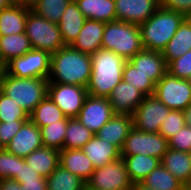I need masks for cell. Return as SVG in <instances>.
Instances as JSON below:
<instances>
[{
    "label": "cell",
    "instance_id": "ee69618b",
    "mask_svg": "<svg viewBox=\"0 0 191 190\" xmlns=\"http://www.w3.org/2000/svg\"><path fill=\"white\" fill-rule=\"evenodd\" d=\"M30 178H44L40 176L37 171L30 168L26 163L25 159L19 157V169L16 177V181L19 182L21 179H30Z\"/></svg>",
    "mask_w": 191,
    "mask_h": 190
},
{
    "label": "cell",
    "instance_id": "d4e9b609",
    "mask_svg": "<svg viewBox=\"0 0 191 190\" xmlns=\"http://www.w3.org/2000/svg\"><path fill=\"white\" fill-rule=\"evenodd\" d=\"M31 7L11 5L0 11V36L25 32L26 19Z\"/></svg>",
    "mask_w": 191,
    "mask_h": 190
},
{
    "label": "cell",
    "instance_id": "e0dca14e",
    "mask_svg": "<svg viewBox=\"0 0 191 190\" xmlns=\"http://www.w3.org/2000/svg\"><path fill=\"white\" fill-rule=\"evenodd\" d=\"M140 72L155 84L168 72L167 63L161 51L143 49L129 60Z\"/></svg>",
    "mask_w": 191,
    "mask_h": 190
},
{
    "label": "cell",
    "instance_id": "d6986e66",
    "mask_svg": "<svg viewBox=\"0 0 191 190\" xmlns=\"http://www.w3.org/2000/svg\"><path fill=\"white\" fill-rule=\"evenodd\" d=\"M104 29L105 23L86 19L80 33L70 46L82 53L92 55L102 48Z\"/></svg>",
    "mask_w": 191,
    "mask_h": 190
},
{
    "label": "cell",
    "instance_id": "277c9868",
    "mask_svg": "<svg viewBox=\"0 0 191 190\" xmlns=\"http://www.w3.org/2000/svg\"><path fill=\"white\" fill-rule=\"evenodd\" d=\"M48 79L17 78L5 71L0 74V91L14 100L28 115L47 95Z\"/></svg>",
    "mask_w": 191,
    "mask_h": 190
},
{
    "label": "cell",
    "instance_id": "2e32d148",
    "mask_svg": "<svg viewBox=\"0 0 191 190\" xmlns=\"http://www.w3.org/2000/svg\"><path fill=\"white\" fill-rule=\"evenodd\" d=\"M145 95L128 82H121L114 87L108 100L115 114L133 115Z\"/></svg>",
    "mask_w": 191,
    "mask_h": 190
},
{
    "label": "cell",
    "instance_id": "c3c4849f",
    "mask_svg": "<svg viewBox=\"0 0 191 190\" xmlns=\"http://www.w3.org/2000/svg\"><path fill=\"white\" fill-rule=\"evenodd\" d=\"M131 190H155V189H152V188L146 186L142 182H138V183H134L132 185Z\"/></svg>",
    "mask_w": 191,
    "mask_h": 190
},
{
    "label": "cell",
    "instance_id": "4dcf8cb0",
    "mask_svg": "<svg viewBox=\"0 0 191 190\" xmlns=\"http://www.w3.org/2000/svg\"><path fill=\"white\" fill-rule=\"evenodd\" d=\"M48 190H85L86 182L60 165L46 178Z\"/></svg>",
    "mask_w": 191,
    "mask_h": 190
},
{
    "label": "cell",
    "instance_id": "8992f818",
    "mask_svg": "<svg viewBox=\"0 0 191 190\" xmlns=\"http://www.w3.org/2000/svg\"><path fill=\"white\" fill-rule=\"evenodd\" d=\"M25 33L33 49L52 54L65 46L58 24L44 19L32 10L27 15Z\"/></svg>",
    "mask_w": 191,
    "mask_h": 190
},
{
    "label": "cell",
    "instance_id": "5bb4252c",
    "mask_svg": "<svg viewBox=\"0 0 191 190\" xmlns=\"http://www.w3.org/2000/svg\"><path fill=\"white\" fill-rule=\"evenodd\" d=\"M116 20L141 25L160 7L159 0H114Z\"/></svg>",
    "mask_w": 191,
    "mask_h": 190
},
{
    "label": "cell",
    "instance_id": "3957f363",
    "mask_svg": "<svg viewBox=\"0 0 191 190\" xmlns=\"http://www.w3.org/2000/svg\"><path fill=\"white\" fill-rule=\"evenodd\" d=\"M185 18L181 13L160 6L139 25L143 48L162 52Z\"/></svg>",
    "mask_w": 191,
    "mask_h": 190
},
{
    "label": "cell",
    "instance_id": "4316f807",
    "mask_svg": "<svg viewBox=\"0 0 191 190\" xmlns=\"http://www.w3.org/2000/svg\"><path fill=\"white\" fill-rule=\"evenodd\" d=\"M59 154V150L42 147L24 159L30 168L37 171L40 176L47 178L59 166Z\"/></svg>",
    "mask_w": 191,
    "mask_h": 190
},
{
    "label": "cell",
    "instance_id": "bcb514c9",
    "mask_svg": "<svg viewBox=\"0 0 191 190\" xmlns=\"http://www.w3.org/2000/svg\"><path fill=\"white\" fill-rule=\"evenodd\" d=\"M0 190H22L20 183L13 179L0 180Z\"/></svg>",
    "mask_w": 191,
    "mask_h": 190
},
{
    "label": "cell",
    "instance_id": "4fadbf2b",
    "mask_svg": "<svg viewBox=\"0 0 191 190\" xmlns=\"http://www.w3.org/2000/svg\"><path fill=\"white\" fill-rule=\"evenodd\" d=\"M114 114L107 97H93L88 95L77 119L87 129L96 134Z\"/></svg>",
    "mask_w": 191,
    "mask_h": 190
},
{
    "label": "cell",
    "instance_id": "db71d44e",
    "mask_svg": "<svg viewBox=\"0 0 191 190\" xmlns=\"http://www.w3.org/2000/svg\"><path fill=\"white\" fill-rule=\"evenodd\" d=\"M36 0H28V7H31L32 3L35 2Z\"/></svg>",
    "mask_w": 191,
    "mask_h": 190
},
{
    "label": "cell",
    "instance_id": "816d5d0a",
    "mask_svg": "<svg viewBox=\"0 0 191 190\" xmlns=\"http://www.w3.org/2000/svg\"><path fill=\"white\" fill-rule=\"evenodd\" d=\"M6 64L3 62L0 52V74L4 72Z\"/></svg>",
    "mask_w": 191,
    "mask_h": 190
},
{
    "label": "cell",
    "instance_id": "7402d4cb",
    "mask_svg": "<svg viewBox=\"0 0 191 190\" xmlns=\"http://www.w3.org/2000/svg\"><path fill=\"white\" fill-rule=\"evenodd\" d=\"M86 18L79 10L75 0H71L66 7L60 21L57 23L61 38L65 45H71L84 26Z\"/></svg>",
    "mask_w": 191,
    "mask_h": 190
},
{
    "label": "cell",
    "instance_id": "8d00e7d4",
    "mask_svg": "<svg viewBox=\"0 0 191 190\" xmlns=\"http://www.w3.org/2000/svg\"><path fill=\"white\" fill-rule=\"evenodd\" d=\"M28 113L0 91V122L27 121Z\"/></svg>",
    "mask_w": 191,
    "mask_h": 190
},
{
    "label": "cell",
    "instance_id": "ac0fdd59",
    "mask_svg": "<svg viewBox=\"0 0 191 190\" xmlns=\"http://www.w3.org/2000/svg\"><path fill=\"white\" fill-rule=\"evenodd\" d=\"M133 127L132 115L114 114L95 135L104 141L114 144L120 150Z\"/></svg>",
    "mask_w": 191,
    "mask_h": 190
},
{
    "label": "cell",
    "instance_id": "f35d334b",
    "mask_svg": "<svg viewBox=\"0 0 191 190\" xmlns=\"http://www.w3.org/2000/svg\"><path fill=\"white\" fill-rule=\"evenodd\" d=\"M19 157L10 153L6 148H0V180L17 177Z\"/></svg>",
    "mask_w": 191,
    "mask_h": 190
},
{
    "label": "cell",
    "instance_id": "836d02e7",
    "mask_svg": "<svg viewBox=\"0 0 191 190\" xmlns=\"http://www.w3.org/2000/svg\"><path fill=\"white\" fill-rule=\"evenodd\" d=\"M71 0H36L31 10L44 19L58 23Z\"/></svg>",
    "mask_w": 191,
    "mask_h": 190
},
{
    "label": "cell",
    "instance_id": "52a82bcc",
    "mask_svg": "<svg viewBox=\"0 0 191 190\" xmlns=\"http://www.w3.org/2000/svg\"><path fill=\"white\" fill-rule=\"evenodd\" d=\"M51 54L48 51L32 49L25 55L6 63L5 72L17 78L48 79Z\"/></svg>",
    "mask_w": 191,
    "mask_h": 190
},
{
    "label": "cell",
    "instance_id": "484cf974",
    "mask_svg": "<svg viewBox=\"0 0 191 190\" xmlns=\"http://www.w3.org/2000/svg\"><path fill=\"white\" fill-rule=\"evenodd\" d=\"M86 19L103 23L116 20L114 0H75Z\"/></svg>",
    "mask_w": 191,
    "mask_h": 190
},
{
    "label": "cell",
    "instance_id": "7c38bea8",
    "mask_svg": "<svg viewBox=\"0 0 191 190\" xmlns=\"http://www.w3.org/2000/svg\"><path fill=\"white\" fill-rule=\"evenodd\" d=\"M170 111L156 96H145L132 115L133 125L146 133H159L161 123Z\"/></svg>",
    "mask_w": 191,
    "mask_h": 190
},
{
    "label": "cell",
    "instance_id": "f1b7e54d",
    "mask_svg": "<svg viewBox=\"0 0 191 190\" xmlns=\"http://www.w3.org/2000/svg\"><path fill=\"white\" fill-rule=\"evenodd\" d=\"M33 48L26 33L0 36V52L6 64L11 59L25 55Z\"/></svg>",
    "mask_w": 191,
    "mask_h": 190
},
{
    "label": "cell",
    "instance_id": "d590c367",
    "mask_svg": "<svg viewBox=\"0 0 191 190\" xmlns=\"http://www.w3.org/2000/svg\"><path fill=\"white\" fill-rule=\"evenodd\" d=\"M122 80L136 87L145 96L154 95L155 83L129 61L123 67Z\"/></svg>",
    "mask_w": 191,
    "mask_h": 190
},
{
    "label": "cell",
    "instance_id": "b9f144b4",
    "mask_svg": "<svg viewBox=\"0 0 191 190\" xmlns=\"http://www.w3.org/2000/svg\"><path fill=\"white\" fill-rule=\"evenodd\" d=\"M25 121L0 122V148H5Z\"/></svg>",
    "mask_w": 191,
    "mask_h": 190
},
{
    "label": "cell",
    "instance_id": "f907efd6",
    "mask_svg": "<svg viewBox=\"0 0 191 190\" xmlns=\"http://www.w3.org/2000/svg\"><path fill=\"white\" fill-rule=\"evenodd\" d=\"M11 6L9 0H0V11Z\"/></svg>",
    "mask_w": 191,
    "mask_h": 190
},
{
    "label": "cell",
    "instance_id": "cb8c5ba5",
    "mask_svg": "<svg viewBox=\"0 0 191 190\" xmlns=\"http://www.w3.org/2000/svg\"><path fill=\"white\" fill-rule=\"evenodd\" d=\"M161 164L185 186L191 182L190 153L168 148L164 153Z\"/></svg>",
    "mask_w": 191,
    "mask_h": 190
},
{
    "label": "cell",
    "instance_id": "f546056e",
    "mask_svg": "<svg viewBox=\"0 0 191 190\" xmlns=\"http://www.w3.org/2000/svg\"><path fill=\"white\" fill-rule=\"evenodd\" d=\"M68 118L48 95L29 114V120L39 128Z\"/></svg>",
    "mask_w": 191,
    "mask_h": 190
},
{
    "label": "cell",
    "instance_id": "ffe728a7",
    "mask_svg": "<svg viewBox=\"0 0 191 190\" xmlns=\"http://www.w3.org/2000/svg\"><path fill=\"white\" fill-rule=\"evenodd\" d=\"M84 154L91 160L95 169L121 158L120 150L107 141L94 135L83 147Z\"/></svg>",
    "mask_w": 191,
    "mask_h": 190
},
{
    "label": "cell",
    "instance_id": "ab89813d",
    "mask_svg": "<svg viewBox=\"0 0 191 190\" xmlns=\"http://www.w3.org/2000/svg\"><path fill=\"white\" fill-rule=\"evenodd\" d=\"M167 69L171 75L188 80L191 77V50L171 61Z\"/></svg>",
    "mask_w": 191,
    "mask_h": 190
},
{
    "label": "cell",
    "instance_id": "30bf717a",
    "mask_svg": "<svg viewBox=\"0 0 191 190\" xmlns=\"http://www.w3.org/2000/svg\"><path fill=\"white\" fill-rule=\"evenodd\" d=\"M154 96L169 109L183 111L191 103L190 82L167 72L155 84Z\"/></svg>",
    "mask_w": 191,
    "mask_h": 190
},
{
    "label": "cell",
    "instance_id": "6da1fadb",
    "mask_svg": "<svg viewBox=\"0 0 191 190\" xmlns=\"http://www.w3.org/2000/svg\"><path fill=\"white\" fill-rule=\"evenodd\" d=\"M91 72V55L65 45L51 54L48 82L87 87Z\"/></svg>",
    "mask_w": 191,
    "mask_h": 190
},
{
    "label": "cell",
    "instance_id": "f6af8a7d",
    "mask_svg": "<svg viewBox=\"0 0 191 190\" xmlns=\"http://www.w3.org/2000/svg\"><path fill=\"white\" fill-rule=\"evenodd\" d=\"M19 183L22 190H48L46 178L21 179Z\"/></svg>",
    "mask_w": 191,
    "mask_h": 190
},
{
    "label": "cell",
    "instance_id": "7bdbcfd3",
    "mask_svg": "<svg viewBox=\"0 0 191 190\" xmlns=\"http://www.w3.org/2000/svg\"><path fill=\"white\" fill-rule=\"evenodd\" d=\"M160 6L191 17V0H159Z\"/></svg>",
    "mask_w": 191,
    "mask_h": 190
},
{
    "label": "cell",
    "instance_id": "d6a6232c",
    "mask_svg": "<svg viewBox=\"0 0 191 190\" xmlns=\"http://www.w3.org/2000/svg\"><path fill=\"white\" fill-rule=\"evenodd\" d=\"M63 149H82V147L95 135L87 129L77 117L68 118Z\"/></svg>",
    "mask_w": 191,
    "mask_h": 190
},
{
    "label": "cell",
    "instance_id": "1f68e13d",
    "mask_svg": "<svg viewBox=\"0 0 191 190\" xmlns=\"http://www.w3.org/2000/svg\"><path fill=\"white\" fill-rule=\"evenodd\" d=\"M142 183L155 190H185V185L161 163L146 176Z\"/></svg>",
    "mask_w": 191,
    "mask_h": 190
},
{
    "label": "cell",
    "instance_id": "e575fe53",
    "mask_svg": "<svg viewBox=\"0 0 191 190\" xmlns=\"http://www.w3.org/2000/svg\"><path fill=\"white\" fill-rule=\"evenodd\" d=\"M67 125L68 120H59L41 127L43 147L53 148L59 151L63 150Z\"/></svg>",
    "mask_w": 191,
    "mask_h": 190
},
{
    "label": "cell",
    "instance_id": "603a6c76",
    "mask_svg": "<svg viewBox=\"0 0 191 190\" xmlns=\"http://www.w3.org/2000/svg\"><path fill=\"white\" fill-rule=\"evenodd\" d=\"M191 50V18L186 17L162 51L167 65Z\"/></svg>",
    "mask_w": 191,
    "mask_h": 190
},
{
    "label": "cell",
    "instance_id": "44dd1931",
    "mask_svg": "<svg viewBox=\"0 0 191 190\" xmlns=\"http://www.w3.org/2000/svg\"><path fill=\"white\" fill-rule=\"evenodd\" d=\"M59 165L83 181H87L95 170L91 160L82 149H63L59 154Z\"/></svg>",
    "mask_w": 191,
    "mask_h": 190
},
{
    "label": "cell",
    "instance_id": "5b68a950",
    "mask_svg": "<svg viewBox=\"0 0 191 190\" xmlns=\"http://www.w3.org/2000/svg\"><path fill=\"white\" fill-rule=\"evenodd\" d=\"M102 48L113 51L126 61H129L144 49L139 25L121 20H113L105 23Z\"/></svg>",
    "mask_w": 191,
    "mask_h": 190
},
{
    "label": "cell",
    "instance_id": "9a60e30c",
    "mask_svg": "<svg viewBox=\"0 0 191 190\" xmlns=\"http://www.w3.org/2000/svg\"><path fill=\"white\" fill-rule=\"evenodd\" d=\"M42 147L41 130L28 119L5 148L17 157L26 158Z\"/></svg>",
    "mask_w": 191,
    "mask_h": 190
},
{
    "label": "cell",
    "instance_id": "74e56055",
    "mask_svg": "<svg viewBox=\"0 0 191 190\" xmlns=\"http://www.w3.org/2000/svg\"><path fill=\"white\" fill-rule=\"evenodd\" d=\"M185 125L183 111L171 110L166 118L162 121L159 128V133L162 134L167 140L175 133L181 130Z\"/></svg>",
    "mask_w": 191,
    "mask_h": 190
},
{
    "label": "cell",
    "instance_id": "8fae6325",
    "mask_svg": "<svg viewBox=\"0 0 191 190\" xmlns=\"http://www.w3.org/2000/svg\"><path fill=\"white\" fill-rule=\"evenodd\" d=\"M47 95L69 118L79 115L88 90L84 86L48 82Z\"/></svg>",
    "mask_w": 191,
    "mask_h": 190
},
{
    "label": "cell",
    "instance_id": "681fc988",
    "mask_svg": "<svg viewBox=\"0 0 191 190\" xmlns=\"http://www.w3.org/2000/svg\"><path fill=\"white\" fill-rule=\"evenodd\" d=\"M11 5H21L28 7V0H9Z\"/></svg>",
    "mask_w": 191,
    "mask_h": 190
},
{
    "label": "cell",
    "instance_id": "9c48e42d",
    "mask_svg": "<svg viewBox=\"0 0 191 190\" xmlns=\"http://www.w3.org/2000/svg\"><path fill=\"white\" fill-rule=\"evenodd\" d=\"M132 185L122 158L96 168L86 181L88 190H131Z\"/></svg>",
    "mask_w": 191,
    "mask_h": 190
},
{
    "label": "cell",
    "instance_id": "60d3db41",
    "mask_svg": "<svg viewBox=\"0 0 191 190\" xmlns=\"http://www.w3.org/2000/svg\"><path fill=\"white\" fill-rule=\"evenodd\" d=\"M168 145L171 149L190 153L191 128L185 124L181 130L168 139Z\"/></svg>",
    "mask_w": 191,
    "mask_h": 190
},
{
    "label": "cell",
    "instance_id": "7a4b0ae2",
    "mask_svg": "<svg viewBox=\"0 0 191 190\" xmlns=\"http://www.w3.org/2000/svg\"><path fill=\"white\" fill-rule=\"evenodd\" d=\"M92 72L87 85L88 95L107 97L122 80L126 60L113 51L100 48L91 55Z\"/></svg>",
    "mask_w": 191,
    "mask_h": 190
},
{
    "label": "cell",
    "instance_id": "f5cc1de1",
    "mask_svg": "<svg viewBox=\"0 0 191 190\" xmlns=\"http://www.w3.org/2000/svg\"><path fill=\"white\" fill-rule=\"evenodd\" d=\"M185 190H191V182H189V183L185 186Z\"/></svg>",
    "mask_w": 191,
    "mask_h": 190
},
{
    "label": "cell",
    "instance_id": "ba28073f",
    "mask_svg": "<svg viewBox=\"0 0 191 190\" xmlns=\"http://www.w3.org/2000/svg\"><path fill=\"white\" fill-rule=\"evenodd\" d=\"M168 140L160 133H146L133 127L120 149L121 156L145 155L162 159Z\"/></svg>",
    "mask_w": 191,
    "mask_h": 190
},
{
    "label": "cell",
    "instance_id": "7dc6e473",
    "mask_svg": "<svg viewBox=\"0 0 191 190\" xmlns=\"http://www.w3.org/2000/svg\"><path fill=\"white\" fill-rule=\"evenodd\" d=\"M185 124L191 128V103L183 110Z\"/></svg>",
    "mask_w": 191,
    "mask_h": 190
},
{
    "label": "cell",
    "instance_id": "83f0119b",
    "mask_svg": "<svg viewBox=\"0 0 191 190\" xmlns=\"http://www.w3.org/2000/svg\"><path fill=\"white\" fill-rule=\"evenodd\" d=\"M121 158L133 184L142 182L161 163L160 159L148 155L138 154Z\"/></svg>",
    "mask_w": 191,
    "mask_h": 190
}]
</instances>
